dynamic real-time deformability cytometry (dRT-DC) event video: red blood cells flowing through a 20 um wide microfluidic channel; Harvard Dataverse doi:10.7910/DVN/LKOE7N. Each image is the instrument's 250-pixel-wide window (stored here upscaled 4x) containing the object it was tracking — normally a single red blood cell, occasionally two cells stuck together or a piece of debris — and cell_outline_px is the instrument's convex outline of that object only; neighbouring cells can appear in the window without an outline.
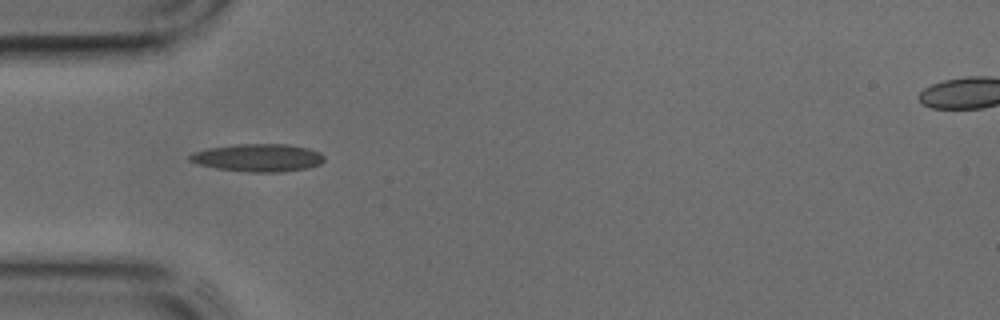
{"species": "common noctule bat (a hibernating species)", "species_latin": "Nyctalus noctula", "temperature_condition": "cold", "stored_images_in_passage": 12, "camera_frame_rate_fps": 3000, "um_per_image_px": 0.085, "animal": {"sex": "male", "body_mass_g": 17.9, "forearm_length_mm": 54.2}, "frame": {"image": 1, "passage_image": 3, "time_ms": 0.667, "image_size_px": [1000, 320], "cell_outline_px": [[324, 160], [320, 164], [308, 168], [280, 172], [252, 172], [216, 168], [200, 164], [188, 160], [188, 156], [192, 152], [208, 148], [236, 144], [288, 144], [308, 148], [320, 152], [324, 156]], "centroid_in_image_um": [21.94, 13.4], "position_along_channel_um": 63.1, "area_um2": 21.73}}